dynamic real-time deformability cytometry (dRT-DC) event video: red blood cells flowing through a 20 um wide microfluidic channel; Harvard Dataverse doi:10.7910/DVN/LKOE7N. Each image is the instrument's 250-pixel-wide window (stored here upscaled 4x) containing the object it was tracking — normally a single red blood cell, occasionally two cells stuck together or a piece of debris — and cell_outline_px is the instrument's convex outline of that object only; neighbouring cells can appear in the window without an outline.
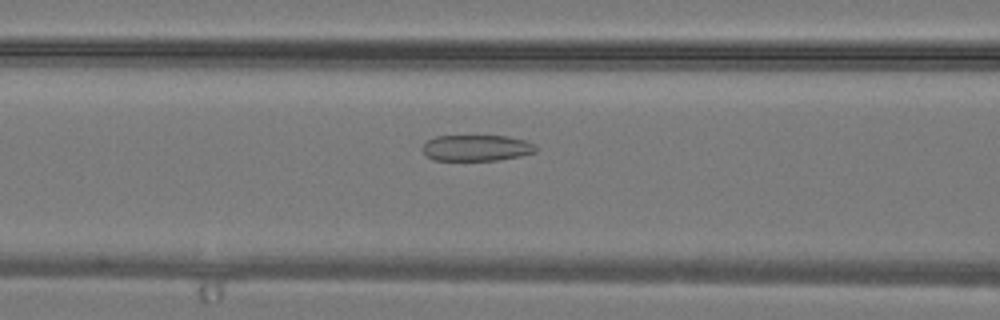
{"species": "common noctule bat (a hibernating species)", "species_latin": "Nyctalus noctula", "temperature_condition": "warm", "stored_images_in_passage": 27, "camera_frame_rate_fps": 3000, "um_per_image_px": 0.085, "animal": {"sex": "male", "body_mass_g": 19.2, "forearm_length_mm": 51.8}, "frame": {"image": 1, "passage_image": 7, "time_ms": 2.0, "image_size_px": [1000, 320], "cell_outline_px": [[536, 152], [520, 156], [496, 160], [432, 160], [420, 148], [428, 140], [436, 136], [508, 136], [524, 140], [532, 144], [536, 148]], "centroid_in_image_um": [40.47, 12.57], "position_along_channel_um": 126.1, "area_um2": 17.11}}
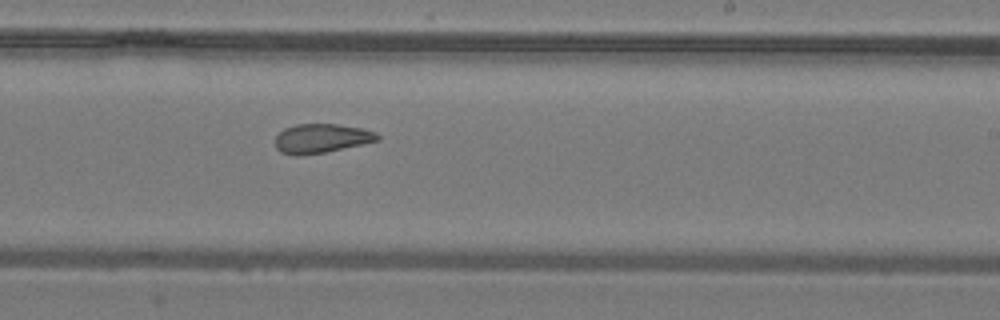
{"frame": {"image": 2, "passage_image": 14, "time_ms": 4.333, "image_size_px": [1000, 320], "cell_outline_px": [[380, 140], [324, 152], [300, 156], [296, 156], [280, 152], [276, 148], [276, 136], [284, 128], [296, 124], [336, 124], [360, 128], [376, 132], [380, 136]], "centroid_in_image_um": [27.3, 11.76], "position_along_channel_um": 261.7, "area_um2": 17.28}}
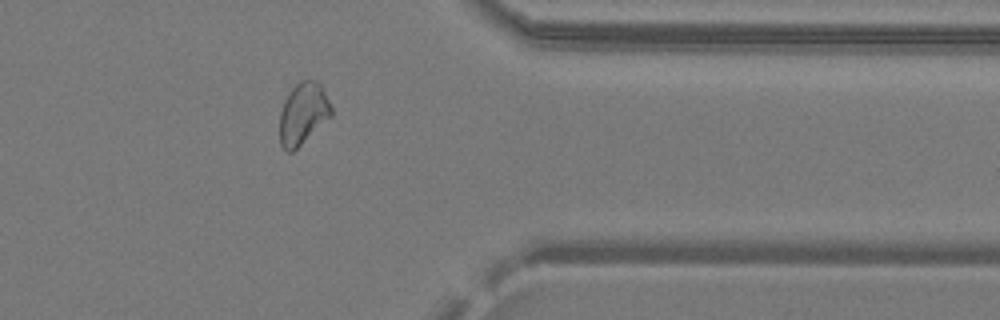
{"frame": {"image": 3, "passage_image": 21, "time_ms": 6.667, "image_size_px": [1000, 320], "cell_outline_px": [[332, 116], [292, 152], [284, 152], [280, 144], [280, 112], [284, 100], [288, 92], [300, 80], [316, 80], [324, 88], [332, 104]], "centroid_in_image_um": [25.77, 9.64], "position_along_channel_um": 385.6, "area_um2": 18.84}}